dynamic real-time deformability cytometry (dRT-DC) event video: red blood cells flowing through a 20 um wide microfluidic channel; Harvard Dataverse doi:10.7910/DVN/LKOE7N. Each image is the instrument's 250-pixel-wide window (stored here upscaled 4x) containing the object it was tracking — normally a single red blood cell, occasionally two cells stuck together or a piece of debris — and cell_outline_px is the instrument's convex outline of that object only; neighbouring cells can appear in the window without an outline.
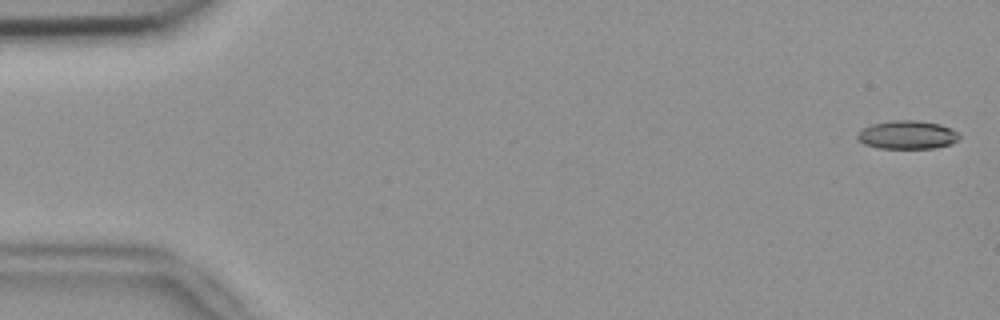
{"species": "common noctule bat (a hibernating species)", "species_latin": "Nyctalus noctula", "temperature_condition": "room temperature", "stored_images_in_passage": 54, "camera_frame_rate_fps": 3000, "um_per_image_px": 0.085, "animal": {"sex": "female", "body_mass_g": 18.4}, "frame": {"image": 1, "passage_image": 2, "time_ms": 0.333, "image_size_px": [1000, 320], "cell_outline_px": [[960, 136], [956, 140], [948, 144], [932, 148], [880, 148], [864, 144], [856, 140], [856, 132], [872, 124], [892, 120], [916, 120], [940, 124], [952, 128], [960, 132]], "centroid_in_image_um": [77.09, 11.45], "position_along_channel_um": 7.9, "area_um2": 16.94}}
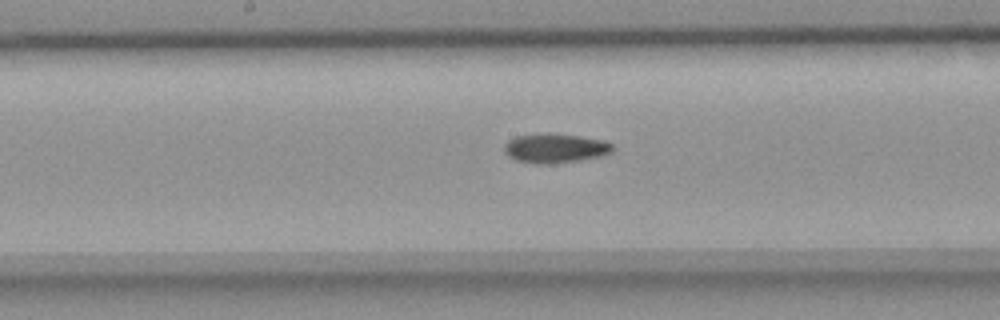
{"frame": {"image": 2, "passage_image": 28, "time_ms": 9.0, "image_size_px": [1000, 320], "cell_outline_px": [[612, 152], [600, 156], [580, 160], [548, 164], [536, 164], [516, 160], [508, 156], [504, 152], [504, 144], [508, 140], [516, 136], [544, 132], [548, 132], [580, 136], [604, 140], [612, 144]], "centroid_in_image_um": [47.15, 12.58], "position_along_channel_um": 201.0, "area_um2": 18.73}}
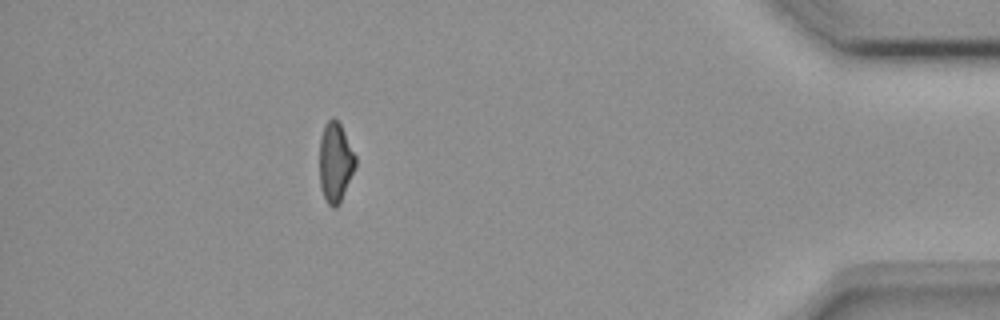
{"frame": {"image": 3, "passage_image": 48, "time_ms": 15.667, "image_size_px": [1000, 320], "cell_outline_px": [[356, 168], [340, 204], [336, 208], [332, 208], [328, 204], [324, 196], [320, 184], [320, 136], [324, 124], [332, 116], [340, 124], [356, 156]], "centroid_in_image_um": [28.52, 13.81], "position_along_channel_um": 406.7, "area_um2": 16.88}, "authors_computed_cell_mechanics": {"area_um2": 17.3689, "velocity_mm_per_s": 3.8417, "shape_relaxation_time_tau1_ms": null, "shape_relaxation_time_tau2_ms": 9.7197, "deformation_change_tau1": null, "deformation_change_tau2": 0.1877}}